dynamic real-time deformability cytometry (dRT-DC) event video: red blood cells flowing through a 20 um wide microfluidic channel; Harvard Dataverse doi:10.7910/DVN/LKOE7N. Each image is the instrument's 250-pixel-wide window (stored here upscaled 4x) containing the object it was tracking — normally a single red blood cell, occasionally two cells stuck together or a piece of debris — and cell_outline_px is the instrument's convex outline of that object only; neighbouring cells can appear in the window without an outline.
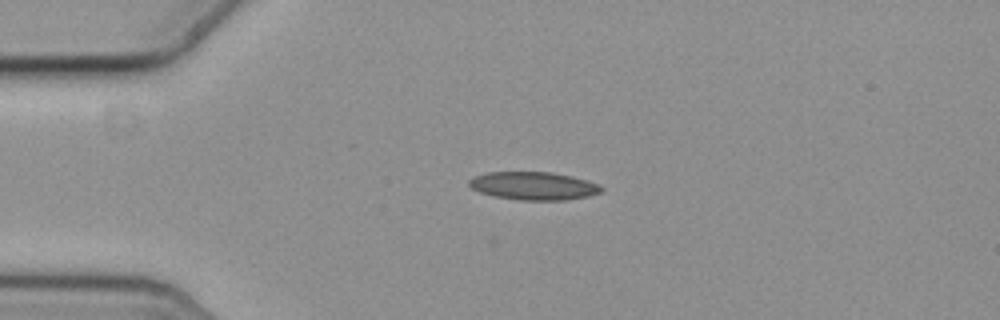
{"species": "common noctule bat (a hibernating species)", "species_latin": "Nyctalus noctula", "temperature_condition": "cold", "stored_images_in_passage": 26, "camera_frame_rate_fps": 3000, "um_per_image_px": 0.085, "animal": {"sex": "female", "body_mass_g": 19.3, "forearm_length_mm": 54.1}, "frame": {"image": 1, "passage_image": 1, "time_ms": 0.0, "image_size_px": [1000, 320], "cell_outline_px": [[604, 188], [600, 192], [588, 196], [564, 200], [520, 200], [496, 196], [480, 192], [472, 188], [468, 184], [468, 180], [476, 176], [488, 172], [552, 172], [572, 176], [588, 180]], "centroid_in_image_um": [45.36, 15.79], "position_along_channel_um": 39.6, "area_um2": 21.44}}
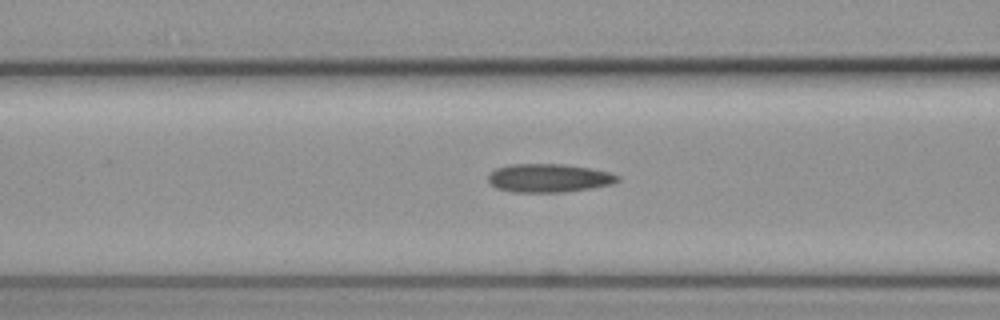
{"frame": {"image": 2, "passage_image": 10, "time_ms": 3.0, "image_size_px": [1000, 320], "cell_outline_px": [[620, 180], [612, 184], [592, 188], [564, 192], [512, 192], [496, 188], [488, 180], [488, 176], [496, 168], [512, 164], [564, 164], [588, 168], [608, 172], [620, 176]], "centroid_in_image_um": [46.66, 15.14], "position_along_channel_um": 119.9, "area_um2": 21.39}}
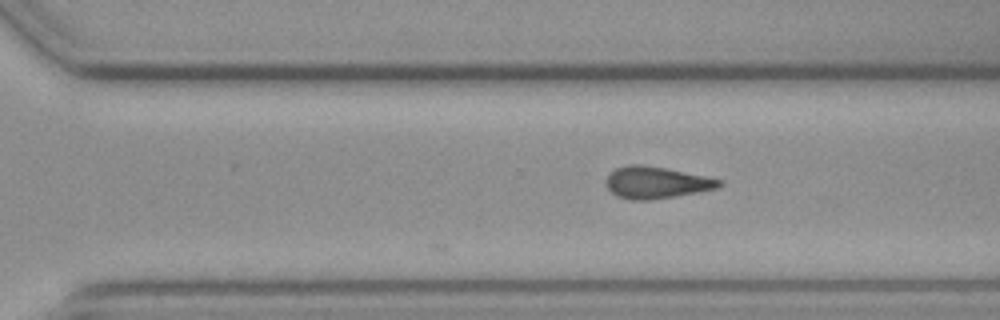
{"frame": {"image": 3, "passage_image": 26, "time_ms": 8.333, "image_size_px": [1000, 320], "cell_outline_px": [[724, 184], [716, 188], [676, 196], [648, 200], [632, 200], [616, 196], [608, 188], [604, 180], [616, 168], [628, 164], [640, 164], [668, 168], [724, 180]], "centroid_in_image_um": [55.79, 15.5], "position_along_channel_um": 314.8, "area_um2": 21.04}}